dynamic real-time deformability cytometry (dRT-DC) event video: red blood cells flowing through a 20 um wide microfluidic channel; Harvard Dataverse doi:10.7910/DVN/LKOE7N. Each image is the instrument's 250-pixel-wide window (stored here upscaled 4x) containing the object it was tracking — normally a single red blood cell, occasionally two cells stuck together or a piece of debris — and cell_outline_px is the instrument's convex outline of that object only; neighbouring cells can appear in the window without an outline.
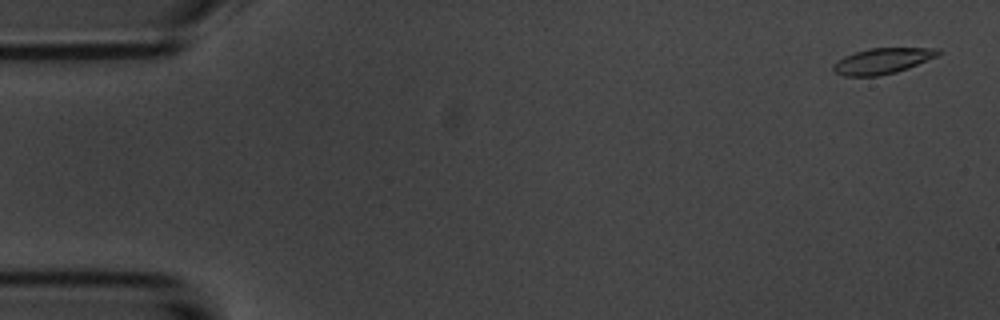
{"species": "common noctule bat (a hibernating species)", "species_latin": "Nyctalus noctula", "temperature_condition": "room temperature", "stored_images_in_passage": 54, "camera_frame_rate_fps": 3000, "um_per_image_px": 0.085, "animal": {"sex": "male", "body_mass_g": 20.1, "forearm_length_mm": 53.5}, "frame": {"image": 1, "passage_image": 2, "time_ms": 0.333, "image_size_px": [1000, 320], "cell_outline_px": [[940, 52], [936, 56], [908, 68], [896, 72], [876, 76], [844, 76], [836, 72], [832, 68], [844, 56], [868, 48], [940, 48]], "centroid_in_image_um": [75.02, 5.17], "position_along_channel_um": 10.0, "area_um2": 15.37}}
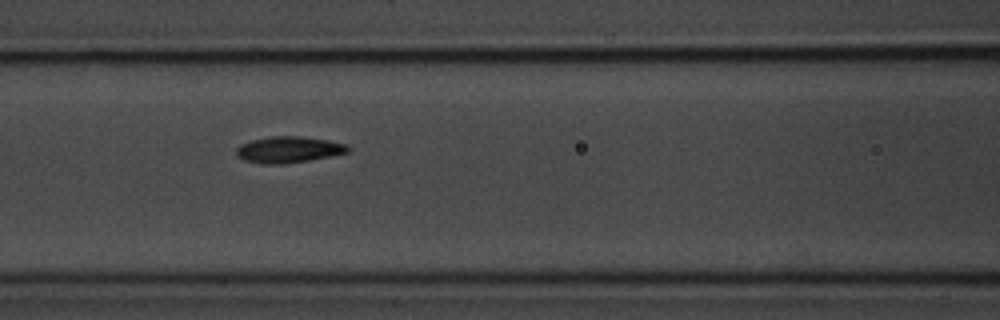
{"frame": {"image": 2, "passage_image": 23, "time_ms": 7.333, "image_size_px": [1000, 320], "cell_outline_px": [[348, 152], [308, 160], [284, 164], [264, 164], [244, 160], [236, 156], [236, 148], [240, 144], [252, 140], [272, 136], [300, 136], [328, 140], [344, 144], [348, 148]], "centroid_in_image_um": [24.46, 12.71], "position_along_channel_um": 142.1, "area_um2": 16.88}}
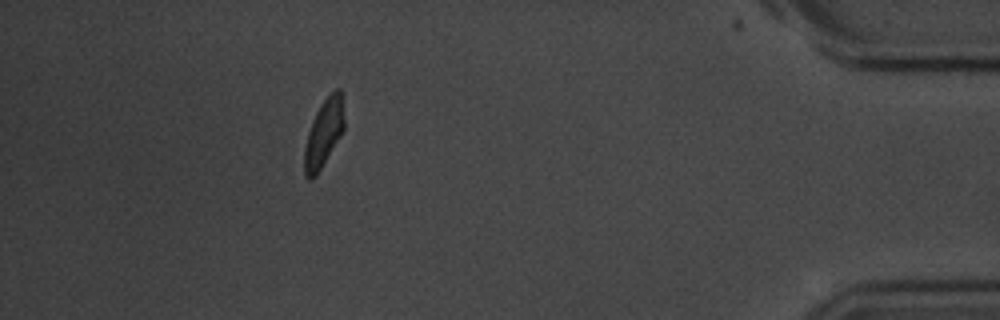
{"frame": {"image": 3, "passage_image": 49, "time_ms": 16.0, "image_size_px": [1000, 320], "cell_outline_px": [[344, 132], [316, 176], [312, 180], [308, 180], [304, 176], [304, 148], [308, 132], [312, 120], [320, 104], [336, 88], [340, 88], [344, 120]], "centroid_in_image_um": [27.51, 11.38], "position_along_channel_um": 407.7, "area_um2": 15.84}, "authors_computed_cell_mechanics": {"area_um2": 16.473, "velocity_mm_per_s": 3.677, "shape_relaxation_time_tau1_ms": 2.394, "shape_relaxation_time_tau2_ms": 3.2169, "deformation_change_tau1": 0.1069, "deformation_change_tau2": 0.0832}}